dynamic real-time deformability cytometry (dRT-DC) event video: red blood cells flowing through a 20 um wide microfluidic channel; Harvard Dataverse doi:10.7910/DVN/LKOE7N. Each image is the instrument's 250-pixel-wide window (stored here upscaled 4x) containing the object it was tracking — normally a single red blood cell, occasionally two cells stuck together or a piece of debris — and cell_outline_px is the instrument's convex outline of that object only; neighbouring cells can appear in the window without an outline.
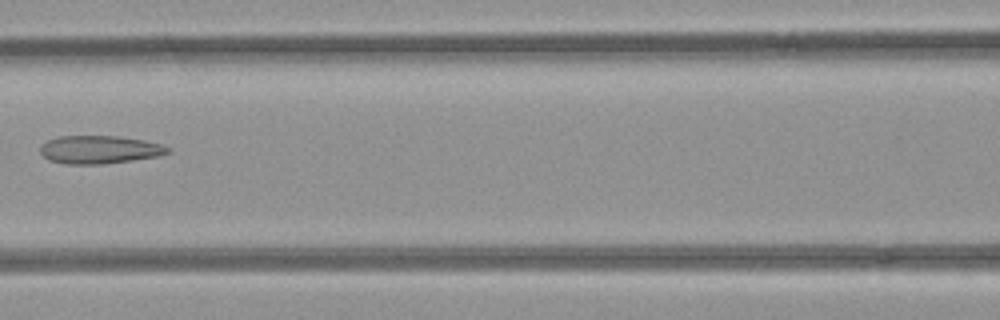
{"species": "common noctule bat (a hibernating species)", "species_latin": "Nyctalus noctula", "temperature_condition": "room temperature", "stored_images_in_passage": 6, "camera_frame_rate_fps": 3000, "um_per_image_px": 0.085, "animal": {"sex": "female", "body_mass_g": 21.9}, "frame": {"image": 1, "passage_image": 6, "time_ms": 1.667, "image_size_px": [1000, 320], "cell_outline_px": [[172, 152], [160, 156], [104, 164], [64, 164], [48, 160], [40, 152], [40, 144], [48, 140], [60, 136], [120, 136], [144, 140], [160, 144], [172, 148]], "centroid_in_image_um": [8.48, 12.72], "position_along_channel_um": 158.1, "area_um2": 21.1}}